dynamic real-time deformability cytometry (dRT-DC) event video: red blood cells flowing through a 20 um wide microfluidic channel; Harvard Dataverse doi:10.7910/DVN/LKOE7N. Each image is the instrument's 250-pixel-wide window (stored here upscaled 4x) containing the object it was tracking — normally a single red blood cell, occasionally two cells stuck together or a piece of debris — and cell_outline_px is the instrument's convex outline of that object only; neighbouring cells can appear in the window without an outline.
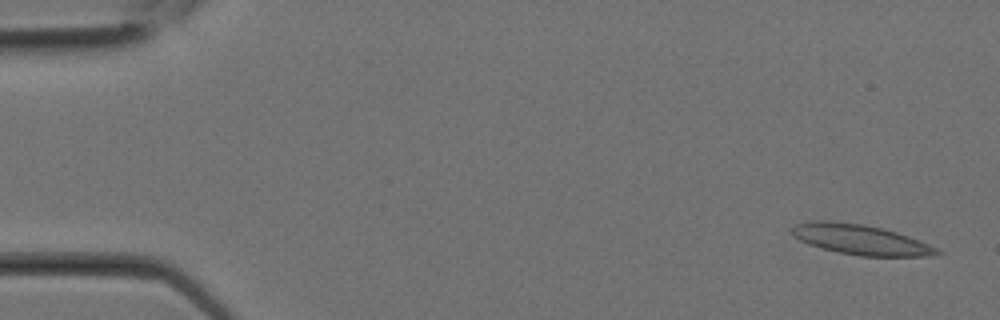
{"species": "Egyptian fruit bat (a non-hibernating species)", "species_latin": "Rousettus aegyptiacus", "temperature_condition": "room temperature", "stored_images_in_passage": 4, "segment_of_instrument_passage": [2, 2], "camera_frame_rate_fps": 3000, "um_per_image_px": 0.085, "animal": {"sex": "female"}, "frame": {"image": 1, "passage_image": 4, "time_ms": 1.0, "image_size_px": [1000, 320], "cell_outline_px": [[944, 252], [928, 256], [860, 256], [840, 252], [808, 244], [792, 236], [792, 228], [796, 224], [820, 220], [828, 220], [864, 224], [884, 228], [920, 240]], "centroid_in_image_um": [73.16, 20.36], "position_along_channel_um": 11.8, "area_um2": 25.26}}